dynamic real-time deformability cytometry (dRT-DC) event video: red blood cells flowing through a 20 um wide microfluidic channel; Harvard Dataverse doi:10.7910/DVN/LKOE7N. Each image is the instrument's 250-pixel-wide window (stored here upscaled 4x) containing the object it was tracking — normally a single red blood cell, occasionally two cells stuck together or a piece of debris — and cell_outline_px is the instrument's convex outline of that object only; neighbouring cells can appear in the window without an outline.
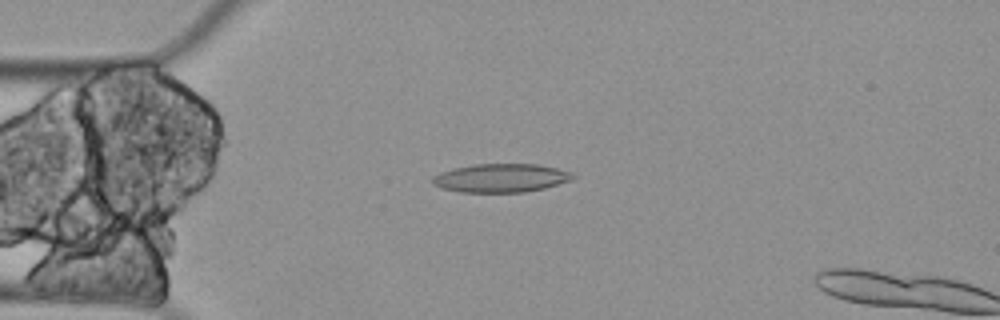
{"species": "Egyptian fruit bat (a non-hibernating species)", "species_latin": "Rousettus aegyptiacus", "temperature_condition": "cold", "stored_images_in_passage": 5, "camera_frame_rate_fps": 3000, "um_per_image_px": 0.085, "animal": {"sex": "female"}, "frame": {"image": 1, "passage_image": 4, "time_ms": 1.0, "image_size_px": [1000, 320], "cell_outline_px": [[576, 176], [572, 180], [544, 188], [524, 192], [460, 192], [440, 188], [432, 184], [432, 176], [440, 172], [452, 168], [476, 164], [536, 164], [556, 168], [572, 172]], "centroid_in_image_um": [42.55, 15.13], "position_along_channel_um": 42.4, "area_um2": 23.47}}